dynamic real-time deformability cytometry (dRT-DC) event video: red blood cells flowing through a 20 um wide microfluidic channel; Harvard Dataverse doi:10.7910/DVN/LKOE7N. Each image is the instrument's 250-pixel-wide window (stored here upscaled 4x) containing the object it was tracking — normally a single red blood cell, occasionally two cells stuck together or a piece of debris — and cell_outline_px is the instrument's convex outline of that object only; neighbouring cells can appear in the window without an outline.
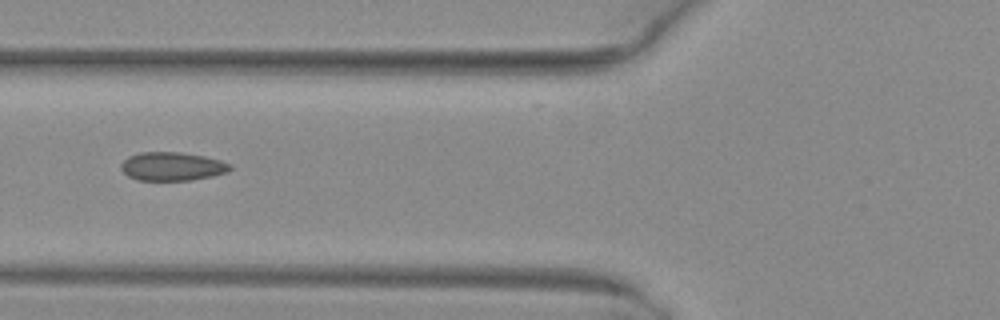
{"species": "common noctule bat (a hibernating species)", "species_latin": "Nyctalus noctula", "temperature_condition": "warm", "stored_images_in_passage": 42, "camera_frame_rate_fps": 3000, "um_per_image_px": 0.085, "animal": {"sex": "female", "body_mass_g": 29.2, "forearm_length_mm": 56.3}, "frame": {"image": 1, "passage_image": 12, "time_ms": 3.667, "image_size_px": [1000, 320], "cell_outline_px": [[232, 168], [228, 172], [212, 176], [192, 180], [136, 180], [128, 176], [120, 168], [120, 164], [128, 156], [140, 152], [180, 152], [204, 156], [220, 160], [232, 164]], "centroid_in_image_um": [14.63, 14.14], "position_along_channel_um": 111.2, "area_um2": 18.26}}
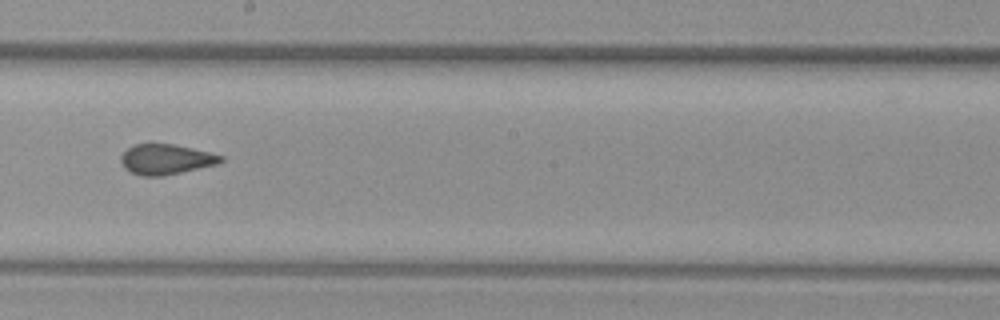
{"frame": {"image": 2, "passage_image": 21, "time_ms": 6.667, "image_size_px": [1000, 320], "cell_outline_px": [[224, 160], [216, 164], [180, 172], [160, 176], [140, 176], [124, 168], [120, 160], [120, 156], [128, 148], [136, 144], [172, 144], [192, 148], [224, 156]], "centroid_in_image_um": [14.08, 13.54], "position_along_channel_um": 234.1, "area_um2": 17.34}}
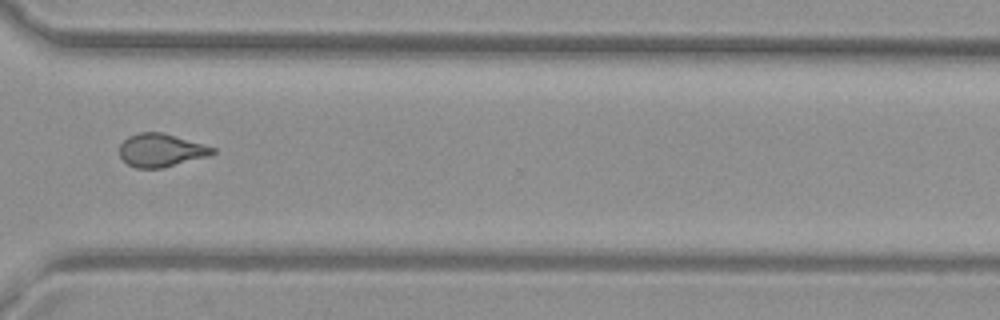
{"frame": {"image": 3, "passage_image": 30, "time_ms": 9.667, "image_size_px": [1000, 320], "cell_outline_px": [[216, 152], [208, 156], [164, 168], [136, 168], [128, 164], [120, 156], [120, 144], [128, 136], [140, 132], [164, 132], [216, 148]], "centroid_in_image_um": [13.69, 12.77], "position_along_channel_um": 356.9, "area_um2": 18.03}, "authors_computed_cell_mechanics": {"area_um2": 18.207, "velocity_mm_per_s": 4.0904, "shape_relaxation_time_tau1_ms": null, "shape_relaxation_time_tau2_ms": 0.7322, "deformation_change_tau1": null, "deformation_change_tau2": 0.0571}}